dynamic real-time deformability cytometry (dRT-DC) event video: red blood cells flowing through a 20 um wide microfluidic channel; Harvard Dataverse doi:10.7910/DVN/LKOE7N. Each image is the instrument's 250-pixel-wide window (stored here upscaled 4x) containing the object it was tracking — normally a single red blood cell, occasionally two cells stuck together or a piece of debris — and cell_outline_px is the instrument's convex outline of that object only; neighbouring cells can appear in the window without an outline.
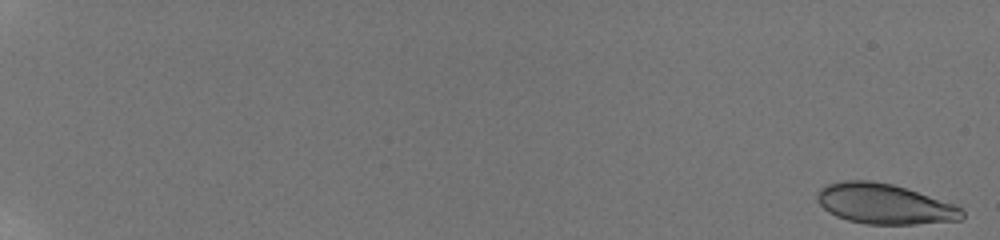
{"species": "human", "species_latin": "Homo sapiens", "temperature_condition": "room temperature", "stored_images_in_passage": 25, "camera_frame_rate_fps": 3000, "um_per_image_px": 0.085, "donor": {"sex": "male"}, "frame": {"image": 1, "passage_image": 2, "time_ms": 0.333, "image_size_px": [1000, 240], "cell_outline_px": [[964, 216], [960, 220], [916, 224], [864, 224], [848, 220], [836, 216], [828, 212], [816, 200], [816, 192], [820, 188], [828, 184], [844, 180], [868, 180], [892, 184], [956, 204], [964, 212]], "centroid_in_image_um": [75.16, 17.33], "position_along_channel_um": 9.8, "area_um2": 34.04}}
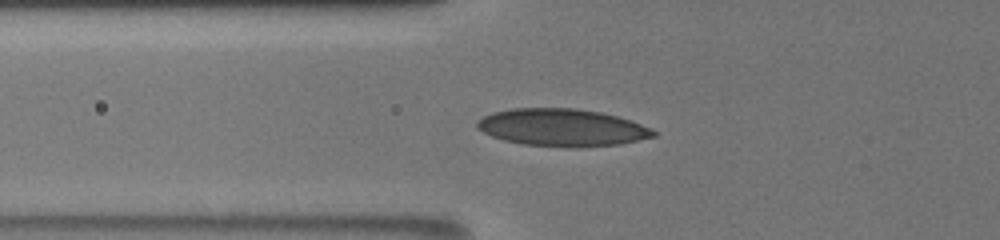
{"frame": {"image": 2, "passage_image": 20, "time_ms": 8.333, "image_size_px": [1000, 240], "cell_outline_px": [[656, 136], [620, 144], [524, 144], [504, 140], [492, 136], [476, 128], [476, 120], [492, 112], [512, 108], [576, 108], [600, 112], [616, 116], [652, 128], [656, 132]], "centroid_in_image_um": [47.72, 10.78], "position_along_channel_um": 78.1, "area_um2": 37.05}}
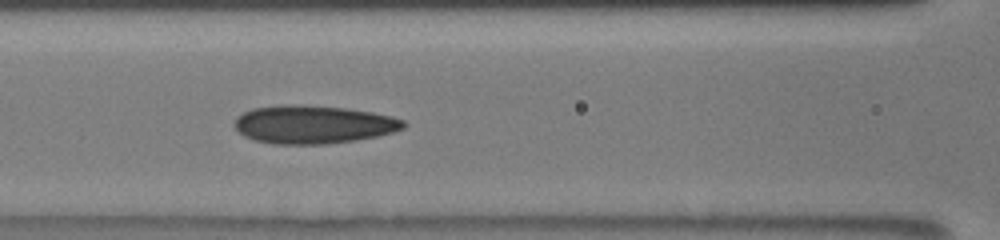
{"frame": {"image": 3, "passage_image": 23, "time_ms": 10.0, "image_size_px": [1000, 240], "cell_outline_px": [[408, 124], [404, 128], [392, 132], [376, 136], [356, 140], [324, 144], [272, 144], [252, 140], [244, 136], [232, 124], [236, 116], [252, 108], [288, 104], [300, 104], [348, 108], [372, 112], [392, 116], [404, 120]], "centroid_in_image_um": [26.61, 10.57], "position_along_channel_um": 140.0, "area_um2": 37.97}}